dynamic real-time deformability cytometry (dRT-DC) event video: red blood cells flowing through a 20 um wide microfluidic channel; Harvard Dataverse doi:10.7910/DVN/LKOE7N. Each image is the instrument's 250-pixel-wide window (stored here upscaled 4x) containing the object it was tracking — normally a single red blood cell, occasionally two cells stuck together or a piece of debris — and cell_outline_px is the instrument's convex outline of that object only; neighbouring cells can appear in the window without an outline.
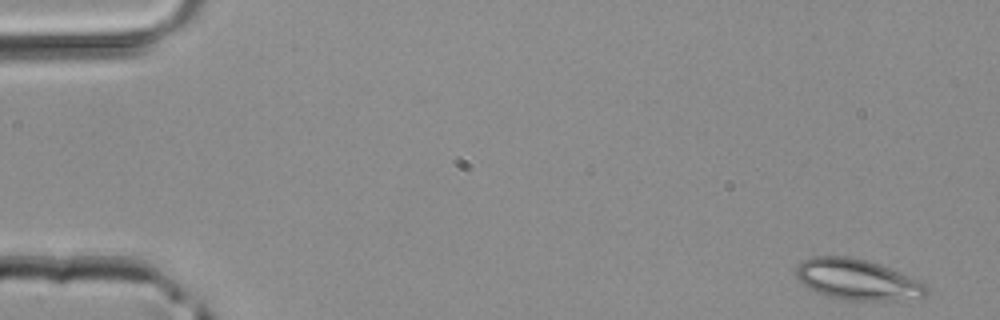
{"species": "common noctule bat (a hibernating species)", "species_latin": "Nyctalus noctula", "temperature_condition": "room temperature", "stored_images_in_passage": 3, "camera_frame_rate_fps": 3000, "um_per_image_px": 0.085, "animal": {"sex": "male", "body_mass_g": 20.4}, "frame": {"image": 1, "passage_image": 1, "time_ms": 0.0, "image_size_px": [1000, 320], "cell_outline_px": [[928, 296], [920, 300], [848, 300], [824, 296], [808, 288], [796, 276], [796, 268], [804, 260], [812, 256], [848, 256], [868, 260], [880, 264], [920, 280], [928, 284]], "centroid_in_image_um": [72.96, 23.78], "position_along_channel_um": 12.0, "area_um2": 31.5}}